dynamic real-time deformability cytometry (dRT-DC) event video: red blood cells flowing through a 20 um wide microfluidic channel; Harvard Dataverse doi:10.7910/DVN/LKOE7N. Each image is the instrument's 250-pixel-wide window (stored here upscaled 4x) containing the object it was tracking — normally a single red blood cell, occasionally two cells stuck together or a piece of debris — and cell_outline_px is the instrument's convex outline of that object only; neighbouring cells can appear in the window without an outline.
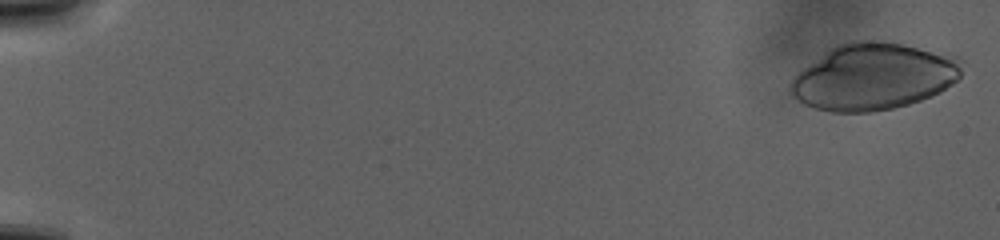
{"species": "human", "species_latin": "Homo sapiens", "temperature_condition": "warm", "stored_images_in_passage": 10, "camera_frame_rate_fps": 3000, "um_per_image_px": 0.085, "donor": {"sex": "male"}, "frame": {"image": 1, "passage_image": 1, "time_ms": 0.0, "image_size_px": [1000, 240], "cell_outline_px": [[964, 60], [960, 76], [952, 84], [940, 92], [932, 96], [908, 104], [892, 108], [872, 112], [832, 112], [816, 108], [804, 104], [792, 96], [788, 92], [788, 88], [792, 80], [804, 68], [832, 48], [848, 40], [880, 40], [904, 44], [948, 52]], "centroid_in_image_um": [74.31, 6.5], "position_along_channel_um": 10.7, "area_um2": 66.87}}